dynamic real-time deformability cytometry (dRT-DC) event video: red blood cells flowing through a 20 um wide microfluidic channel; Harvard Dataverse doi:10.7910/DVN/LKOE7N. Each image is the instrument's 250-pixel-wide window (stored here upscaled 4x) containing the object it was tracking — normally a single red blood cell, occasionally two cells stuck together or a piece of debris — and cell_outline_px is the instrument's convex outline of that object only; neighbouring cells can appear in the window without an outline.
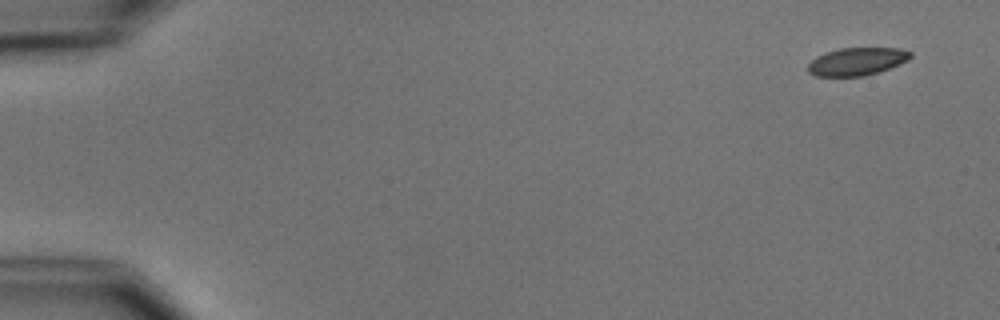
{"species": "common noctule bat (a hibernating species)", "species_latin": "Nyctalus noctula", "temperature_condition": "cold", "stored_images_in_passage": 5, "camera_frame_rate_fps": 3000, "um_per_image_px": 0.085, "animal": {"sex": "male", "body_mass_g": 15.6}, "frame": {"image": 1, "passage_image": 1, "time_ms": 0.0, "image_size_px": [1000, 320], "cell_outline_px": [[912, 56], [908, 60], [880, 72], [864, 76], [816, 76], [808, 72], [808, 64], [816, 56], [840, 48], [900, 48], [912, 52]], "centroid_in_image_um": [72.85, 5.23], "position_along_channel_um": 12.1, "area_um2": 16.59}}
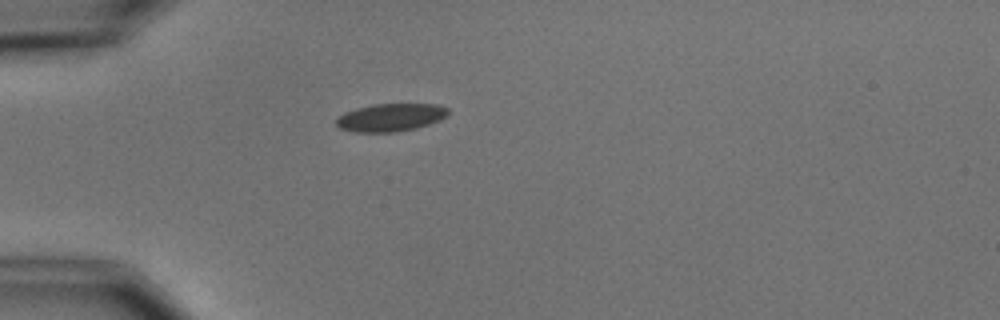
{"frame": {"image": 2, "passage_image": 5, "time_ms": 4.333, "image_size_px": [1000, 320], "cell_outline_px": [[448, 116], [440, 120], [416, 128], [396, 132], [352, 132], [340, 128], [336, 124], [336, 120], [344, 112], [356, 108], [372, 104], [440, 104], [448, 108]], "centroid_in_image_um": [33.21, 9.98], "position_along_channel_um": 51.8, "area_um2": 18.26}}